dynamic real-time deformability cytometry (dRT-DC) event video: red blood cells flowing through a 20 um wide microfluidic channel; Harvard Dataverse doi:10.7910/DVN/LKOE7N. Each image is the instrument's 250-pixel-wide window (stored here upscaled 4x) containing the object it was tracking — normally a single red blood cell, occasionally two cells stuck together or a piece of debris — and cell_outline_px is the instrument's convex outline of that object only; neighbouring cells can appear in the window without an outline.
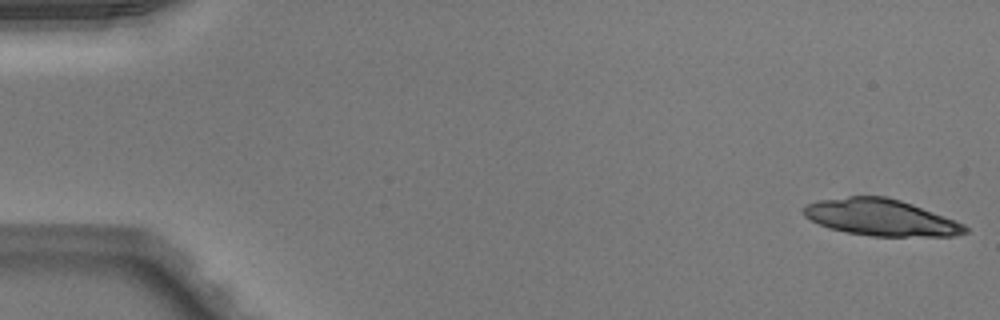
{"species": "Egyptian fruit bat (a non-hibernating species)", "species_latin": "Rousettus aegyptiacus", "temperature_condition": "warm", "stored_images_in_passage": 15, "camera_frame_rate_fps": 3000, "um_per_image_px": 0.085, "animal": {"sex": "male"}, "frame": {"image": 1, "passage_image": 1, "time_ms": 0.0, "image_size_px": [1000, 320], "cell_outline_px": [[968, 232], [952, 236], [872, 236], [844, 232], [828, 228], [804, 216], [804, 208], [808, 204], [820, 200], [848, 196], [884, 196], [900, 200], [912, 204], [964, 224], [968, 228]], "centroid_in_image_um": [74.87, 18.49], "position_along_channel_um": 10.1, "area_um2": 34.04}}